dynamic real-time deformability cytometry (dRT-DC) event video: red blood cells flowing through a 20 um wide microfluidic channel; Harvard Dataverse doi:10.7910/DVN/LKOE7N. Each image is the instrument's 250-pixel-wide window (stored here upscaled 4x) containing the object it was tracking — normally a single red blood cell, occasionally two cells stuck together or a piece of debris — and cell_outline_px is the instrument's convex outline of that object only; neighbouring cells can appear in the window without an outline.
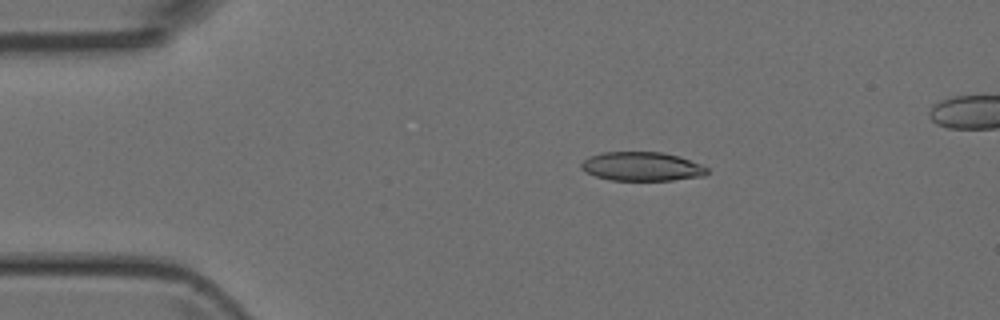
{"species": "Egyptian fruit bat (a non-hibernating species)", "species_latin": "Rousettus aegyptiacus", "temperature_condition": "room temperature", "stored_images_in_passage": 3, "camera_frame_rate_fps": 3000, "um_per_image_px": 0.085, "animal": {"sex": "female"}, "frame": {"image": 1, "passage_image": 1, "time_ms": 0.0, "image_size_px": [1000, 320], "cell_outline_px": [[708, 172], [704, 176], [672, 180], [612, 180], [596, 176], [584, 172], [580, 168], [580, 164], [584, 160], [600, 152], [664, 152], [680, 156], [700, 164], [708, 168]], "centroid_in_image_um": [54.56, 14.14], "position_along_channel_um": 30.4, "area_um2": 21.27}}